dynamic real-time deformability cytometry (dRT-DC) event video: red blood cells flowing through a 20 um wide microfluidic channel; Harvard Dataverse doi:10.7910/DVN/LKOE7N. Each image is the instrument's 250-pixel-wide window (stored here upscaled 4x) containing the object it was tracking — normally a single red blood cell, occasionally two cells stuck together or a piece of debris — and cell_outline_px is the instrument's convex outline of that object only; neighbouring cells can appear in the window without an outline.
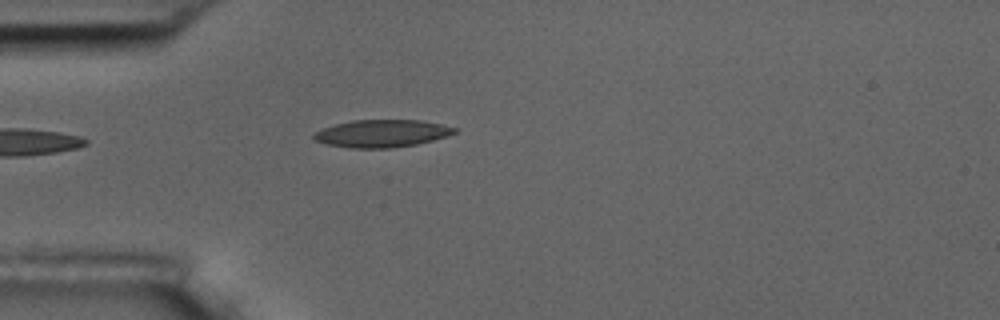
{"species": "common noctule bat (a hibernating species)", "species_latin": "Nyctalus noctula", "temperature_condition": "room temperature", "stored_images_in_passage": 1, "camera_frame_rate_fps": 3000, "um_per_image_px": 0.085, "animal": {"sex": "male", "body_mass_g": 17.5, "forearm_length_mm": 52.3}, "frame": {"image": 1, "passage_image": 1, "time_ms": 0.0, "image_size_px": [1000, 320], "cell_outline_px": [[456, 132], [448, 136], [416, 144], [388, 148], [352, 148], [328, 144], [312, 140], [312, 136], [316, 132], [324, 128], [336, 124], [352, 120], [420, 120], [440, 124], [456, 128]], "centroid_in_image_um": [32.44, 11.34], "position_along_channel_um": 52.6, "area_um2": 22.31}}